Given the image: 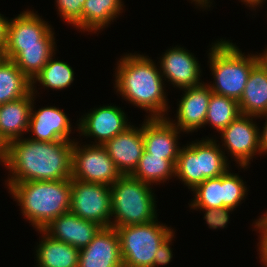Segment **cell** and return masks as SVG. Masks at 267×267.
Returning a JSON list of instances; mask_svg holds the SVG:
<instances>
[{
    "label": "cell",
    "instance_id": "obj_1",
    "mask_svg": "<svg viewBox=\"0 0 267 267\" xmlns=\"http://www.w3.org/2000/svg\"><path fill=\"white\" fill-rule=\"evenodd\" d=\"M74 141L41 142L18 138L5 146L6 185L28 181L71 179ZM12 174V175H11Z\"/></svg>",
    "mask_w": 267,
    "mask_h": 267
},
{
    "label": "cell",
    "instance_id": "obj_2",
    "mask_svg": "<svg viewBox=\"0 0 267 267\" xmlns=\"http://www.w3.org/2000/svg\"><path fill=\"white\" fill-rule=\"evenodd\" d=\"M115 86L123 99L150 113L148 118H166L168 103L160 69L148 56L128 53L117 62ZM149 111V112H148Z\"/></svg>",
    "mask_w": 267,
    "mask_h": 267
},
{
    "label": "cell",
    "instance_id": "obj_3",
    "mask_svg": "<svg viewBox=\"0 0 267 267\" xmlns=\"http://www.w3.org/2000/svg\"><path fill=\"white\" fill-rule=\"evenodd\" d=\"M8 189L36 230L70 210L71 179L17 182Z\"/></svg>",
    "mask_w": 267,
    "mask_h": 267
},
{
    "label": "cell",
    "instance_id": "obj_4",
    "mask_svg": "<svg viewBox=\"0 0 267 267\" xmlns=\"http://www.w3.org/2000/svg\"><path fill=\"white\" fill-rule=\"evenodd\" d=\"M209 49V65L214 77L213 84H207L214 94L240 100L250 71L260 61V55L244 53L225 39L212 43ZM215 83V84H214Z\"/></svg>",
    "mask_w": 267,
    "mask_h": 267
},
{
    "label": "cell",
    "instance_id": "obj_5",
    "mask_svg": "<svg viewBox=\"0 0 267 267\" xmlns=\"http://www.w3.org/2000/svg\"><path fill=\"white\" fill-rule=\"evenodd\" d=\"M110 189L114 217L111 227L147 224L157 219L156 195L150 184L132 175H121Z\"/></svg>",
    "mask_w": 267,
    "mask_h": 267
},
{
    "label": "cell",
    "instance_id": "obj_6",
    "mask_svg": "<svg viewBox=\"0 0 267 267\" xmlns=\"http://www.w3.org/2000/svg\"><path fill=\"white\" fill-rule=\"evenodd\" d=\"M196 141V142H195ZM180 147L175 177L193 190L206 179L219 177L229 170L228 158L218 140L207 137Z\"/></svg>",
    "mask_w": 267,
    "mask_h": 267
},
{
    "label": "cell",
    "instance_id": "obj_7",
    "mask_svg": "<svg viewBox=\"0 0 267 267\" xmlns=\"http://www.w3.org/2000/svg\"><path fill=\"white\" fill-rule=\"evenodd\" d=\"M115 229L119 235L123 267H153L157 249L174 232L158 219Z\"/></svg>",
    "mask_w": 267,
    "mask_h": 267
},
{
    "label": "cell",
    "instance_id": "obj_8",
    "mask_svg": "<svg viewBox=\"0 0 267 267\" xmlns=\"http://www.w3.org/2000/svg\"><path fill=\"white\" fill-rule=\"evenodd\" d=\"M69 211L84 220L95 222L103 228L111 227L110 186L71 178Z\"/></svg>",
    "mask_w": 267,
    "mask_h": 267
},
{
    "label": "cell",
    "instance_id": "obj_9",
    "mask_svg": "<svg viewBox=\"0 0 267 267\" xmlns=\"http://www.w3.org/2000/svg\"><path fill=\"white\" fill-rule=\"evenodd\" d=\"M74 140L72 179L113 185L121 176L103 145H82Z\"/></svg>",
    "mask_w": 267,
    "mask_h": 267
},
{
    "label": "cell",
    "instance_id": "obj_10",
    "mask_svg": "<svg viewBox=\"0 0 267 267\" xmlns=\"http://www.w3.org/2000/svg\"><path fill=\"white\" fill-rule=\"evenodd\" d=\"M51 25L37 12L23 11L9 21L7 43L2 57L12 60L22 47L40 46V42H55Z\"/></svg>",
    "mask_w": 267,
    "mask_h": 267
},
{
    "label": "cell",
    "instance_id": "obj_11",
    "mask_svg": "<svg viewBox=\"0 0 267 267\" xmlns=\"http://www.w3.org/2000/svg\"><path fill=\"white\" fill-rule=\"evenodd\" d=\"M255 116L240 114L219 134L222 146L234 157L238 166L247 169L254 155L261 154L259 127L253 121Z\"/></svg>",
    "mask_w": 267,
    "mask_h": 267
},
{
    "label": "cell",
    "instance_id": "obj_12",
    "mask_svg": "<svg viewBox=\"0 0 267 267\" xmlns=\"http://www.w3.org/2000/svg\"><path fill=\"white\" fill-rule=\"evenodd\" d=\"M126 114L118 106L93 108L79 118L77 128L80 136L94 137V145H104L130 126ZM98 140V141H97Z\"/></svg>",
    "mask_w": 267,
    "mask_h": 267
},
{
    "label": "cell",
    "instance_id": "obj_13",
    "mask_svg": "<svg viewBox=\"0 0 267 267\" xmlns=\"http://www.w3.org/2000/svg\"><path fill=\"white\" fill-rule=\"evenodd\" d=\"M159 63L162 77L173 87L182 90L202 84L200 79L202 70L197 58L183 47L177 45L166 50Z\"/></svg>",
    "mask_w": 267,
    "mask_h": 267
},
{
    "label": "cell",
    "instance_id": "obj_14",
    "mask_svg": "<svg viewBox=\"0 0 267 267\" xmlns=\"http://www.w3.org/2000/svg\"><path fill=\"white\" fill-rule=\"evenodd\" d=\"M121 175H131L144 150L143 124L129 126L103 145Z\"/></svg>",
    "mask_w": 267,
    "mask_h": 267
},
{
    "label": "cell",
    "instance_id": "obj_15",
    "mask_svg": "<svg viewBox=\"0 0 267 267\" xmlns=\"http://www.w3.org/2000/svg\"><path fill=\"white\" fill-rule=\"evenodd\" d=\"M180 133L181 131L171 123L168 117H146L143 123L144 150L150 153V156L177 160L180 150L178 146Z\"/></svg>",
    "mask_w": 267,
    "mask_h": 267
},
{
    "label": "cell",
    "instance_id": "obj_16",
    "mask_svg": "<svg viewBox=\"0 0 267 267\" xmlns=\"http://www.w3.org/2000/svg\"><path fill=\"white\" fill-rule=\"evenodd\" d=\"M183 96L177 105V122L170 120L183 133L194 132L204 127L208 104L213 93L204 82L195 87L184 88Z\"/></svg>",
    "mask_w": 267,
    "mask_h": 267
},
{
    "label": "cell",
    "instance_id": "obj_17",
    "mask_svg": "<svg viewBox=\"0 0 267 267\" xmlns=\"http://www.w3.org/2000/svg\"><path fill=\"white\" fill-rule=\"evenodd\" d=\"M78 267H123L117 230L102 228L88 246L79 250Z\"/></svg>",
    "mask_w": 267,
    "mask_h": 267
},
{
    "label": "cell",
    "instance_id": "obj_18",
    "mask_svg": "<svg viewBox=\"0 0 267 267\" xmlns=\"http://www.w3.org/2000/svg\"><path fill=\"white\" fill-rule=\"evenodd\" d=\"M103 227L68 211L53 219L43 231L55 240L79 250L88 246Z\"/></svg>",
    "mask_w": 267,
    "mask_h": 267
},
{
    "label": "cell",
    "instance_id": "obj_19",
    "mask_svg": "<svg viewBox=\"0 0 267 267\" xmlns=\"http://www.w3.org/2000/svg\"><path fill=\"white\" fill-rule=\"evenodd\" d=\"M31 106L28 132H32L30 139L41 142H54L70 139L71 123L63 110L54 106H46L37 111Z\"/></svg>",
    "mask_w": 267,
    "mask_h": 267
},
{
    "label": "cell",
    "instance_id": "obj_20",
    "mask_svg": "<svg viewBox=\"0 0 267 267\" xmlns=\"http://www.w3.org/2000/svg\"><path fill=\"white\" fill-rule=\"evenodd\" d=\"M36 86L23 98L0 104V141L6 146L13 140L24 138L28 131L31 106L36 97Z\"/></svg>",
    "mask_w": 267,
    "mask_h": 267
},
{
    "label": "cell",
    "instance_id": "obj_21",
    "mask_svg": "<svg viewBox=\"0 0 267 267\" xmlns=\"http://www.w3.org/2000/svg\"><path fill=\"white\" fill-rule=\"evenodd\" d=\"M240 113L258 119L267 114V67L260 60L250 71L242 97Z\"/></svg>",
    "mask_w": 267,
    "mask_h": 267
},
{
    "label": "cell",
    "instance_id": "obj_22",
    "mask_svg": "<svg viewBox=\"0 0 267 267\" xmlns=\"http://www.w3.org/2000/svg\"><path fill=\"white\" fill-rule=\"evenodd\" d=\"M42 239L36 248L38 267H78L79 249L50 237L43 230Z\"/></svg>",
    "mask_w": 267,
    "mask_h": 267
},
{
    "label": "cell",
    "instance_id": "obj_23",
    "mask_svg": "<svg viewBox=\"0 0 267 267\" xmlns=\"http://www.w3.org/2000/svg\"><path fill=\"white\" fill-rule=\"evenodd\" d=\"M122 0H86L82 8V31L96 33L108 27L123 10Z\"/></svg>",
    "mask_w": 267,
    "mask_h": 267
},
{
    "label": "cell",
    "instance_id": "obj_24",
    "mask_svg": "<svg viewBox=\"0 0 267 267\" xmlns=\"http://www.w3.org/2000/svg\"><path fill=\"white\" fill-rule=\"evenodd\" d=\"M32 92V81L9 59L0 58V104Z\"/></svg>",
    "mask_w": 267,
    "mask_h": 267
},
{
    "label": "cell",
    "instance_id": "obj_25",
    "mask_svg": "<svg viewBox=\"0 0 267 267\" xmlns=\"http://www.w3.org/2000/svg\"><path fill=\"white\" fill-rule=\"evenodd\" d=\"M176 161L150 156V153L143 150L138 166L131 175L152 186L154 183L157 185L175 177Z\"/></svg>",
    "mask_w": 267,
    "mask_h": 267
},
{
    "label": "cell",
    "instance_id": "obj_26",
    "mask_svg": "<svg viewBox=\"0 0 267 267\" xmlns=\"http://www.w3.org/2000/svg\"><path fill=\"white\" fill-rule=\"evenodd\" d=\"M55 45V42H40V46L22 47L12 61L32 81L56 54Z\"/></svg>",
    "mask_w": 267,
    "mask_h": 267
},
{
    "label": "cell",
    "instance_id": "obj_27",
    "mask_svg": "<svg viewBox=\"0 0 267 267\" xmlns=\"http://www.w3.org/2000/svg\"><path fill=\"white\" fill-rule=\"evenodd\" d=\"M240 114L237 100L212 93L204 125L210 124L219 133Z\"/></svg>",
    "mask_w": 267,
    "mask_h": 267
},
{
    "label": "cell",
    "instance_id": "obj_28",
    "mask_svg": "<svg viewBox=\"0 0 267 267\" xmlns=\"http://www.w3.org/2000/svg\"><path fill=\"white\" fill-rule=\"evenodd\" d=\"M49 59L43 69L33 78L32 87L38 81L44 88L63 90L74 81V71L72 67L63 61L53 58ZM54 59V60H53Z\"/></svg>",
    "mask_w": 267,
    "mask_h": 267
},
{
    "label": "cell",
    "instance_id": "obj_29",
    "mask_svg": "<svg viewBox=\"0 0 267 267\" xmlns=\"http://www.w3.org/2000/svg\"><path fill=\"white\" fill-rule=\"evenodd\" d=\"M191 191L195 194L189 205L191 209L224 207L223 175L206 179Z\"/></svg>",
    "mask_w": 267,
    "mask_h": 267
},
{
    "label": "cell",
    "instance_id": "obj_30",
    "mask_svg": "<svg viewBox=\"0 0 267 267\" xmlns=\"http://www.w3.org/2000/svg\"><path fill=\"white\" fill-rule=\"evenodd\" d=\"M236 173L229 170L223 174L224 207L236 209L247 196V186ZM246 194V195H245Z\"/></svg>",
    "mask_w": 267,
    "mask_h": 267
},
{
    "label": "cell",
    "instance_id": "obj_31",
    "mask_svg": "<svg viewBox=\"0 0 267 267\" xmlns=\"http://www.w3.org/2000/svg\"><path fill=\"white\" fill-rule=\"evenodd\" d=\"M58 14L68 24L82 30V8L86 0H56Z\"/></svg>",
    "mask_w": 267,
    "mask_h": 267
},
{
    "label": "cell",
    "instance_id": "obj_32",
    "mask_svg": "<svg viewBox=\"0 0 267 267\" xmlns=\"http://www.w3.org/2000/svg\"><path fill=\"white\" fill-rule=\"evenodd\" d=\"M205 211L204 219L209 228L219 229L226 228L229 221L230 212L234 211L231 208H198Z\"/></svg>",
    "mask_w": 267,
    "mask_h": 267
},
{
    "label": "cell",
    "instance_id": "obj_33",
    "mask_svg": "<svg viewBox=\"0 0 267 267\" xmlns=\"http://www.w3.org/2000/svg\"><path fill=\"white\" fill-rule=\"evenodd\" d=\"M174 234L175 232H173L157 249L154 257L153 267H157L158 265H167L171 262L173 254L170 245L175 236Z\"/></svg>",
    "mask_w": 267,
    "mask_h": 267
},
{
    "label": "cell",
    "instance_id": "obj_34",
    "mask_svg": "<svg viewBox=\"0 0 267 267\" xmlns=\"http://www.w3.org/2000/svg\"><path fill=\"white\" fill-rule=\"evenodd\" d=\"M254 226L256 230H259L257 232L260 234V242L258 243L259 245H257L259 246L258 251L260 252L258 253L260 255L259 258L264 267H267V222L260 217L259 219H256Z\"/></svg>",
    "mask_w": 267,
    "mask_h": 267
},
{
    "label": "cell",
    "instance_id": "obj_35",
    "mask_svg": "<svg viewBox=\"0 0 267 267\" xmlns=\"http://www.w3.org/2000/svg\"><path fill=\"white\" fill-rule=\"evenodd\" d=\"M9 21L7 17L0 14V52H3L6 47Z\"/></svg>",
    "mask_w": 267,
    "mask_h": 267
},
{
    "label": "cell",
    "instance_id": "obj_36",
    "mask_svg": "<svg viewBox=\"0 0 267 267\" xmlns=\"http://www.w3.org/2000/svg\"><path fill=\"white\" fill-rule=\"evenodd\" d=\"M263 117H267L266 115H262ZM265 125L263 126V131H259V137H260V148H261V153L266 154L267 153V118L265 119Z\"/></svg>",
    "mask_w": 267,
    "mask_h": 267
},
{
    "label": "cell",
    "instance_id": "obj_37",
    "mask_svg": "<svg viewBox=\"0 0 267 267\" xmlns=\"http://www.w3.org/2000/svg\"><path fill=\"white\" fill-rule=\"evenodd\" d=\"M266 0H241L246 6H249L251 9H255L258 6H261Z\"/></svg>",
    "mask_w": 267,
    "mask_h": 267
},
{
    "label": "cell",
    "instance_id": "obj_38",
    "mask_svg": "<svg viewBox=\"0 0 267 267\" xmlns=\"http://www.w3.org/2000/svg\"><path fill=\"white\" fill-rule=\"evenodd\" d=\"M192 2H195L196 6H199L200 8H207L210 7L212 2L210 0H191ZM210 3V4H209Z\"/></svg>",
    "mask_w": 267,
    "mask_h": 267
},
{
    "label": "cell",
    "instance_id": "obj_39",
    "mask_svg": "<svg viewBox=\"0 0 267 267\" xmlns=\"http://www.w3.org/2000/svg\"><path fill=\"white\" fill-rule=\"evenodd\" d=\"M4 157H5V146L0 143V164L2 163L4 166Z\"/></svg>",
    "mask_w": 267,
    "mask_h": 267
},
{
    "label": "cell",
    "instance_id": "obj_40",
    "mask_svg": "<svg viewBox=\"0 0 267 267\" xmlns=\"http://www.w3.org/2000/svg\"><path fill=\"white\" fill-rule=\"evenodd\" d=\"M259 55H260V60L267 67V48H265V51L263 50L262 53H259Z\"/></svg>",
    "mask_w": 267,
    "mask_h": 267
},
{
    "label": "cell",
    "instance_id": "obj_41",
    "mask_svg": "<svg viewBox=\"0 0 267 267\" xmlns=\"http://www.w3.org/2000/svg\"><path fill=\"white\" fill-rule=\"evenodd\" d=\"M262 218L267 222V211L262 215Z\"/></svg>",
    "mask_w": 267,
    "mask_h": 267
}]
</instances>
